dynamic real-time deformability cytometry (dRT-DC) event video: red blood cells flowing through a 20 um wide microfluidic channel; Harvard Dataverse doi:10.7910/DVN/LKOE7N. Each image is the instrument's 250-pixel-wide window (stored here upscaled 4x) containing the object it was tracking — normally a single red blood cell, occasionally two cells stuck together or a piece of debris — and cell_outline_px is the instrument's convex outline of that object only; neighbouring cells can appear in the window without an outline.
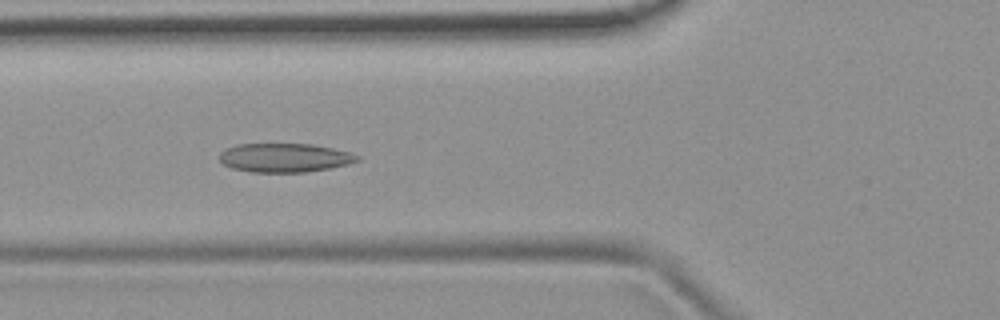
{"species": "common noctule bat (a hibernating species)", "species_latin": "Nyctalus noctula", "temperature_condition": "room temperature", "stored_images_in_passage": 39, "camera_frame_rate_fps": 3000, "um_per_image_px": 0.085, "animal": {"sex": "female", "body_mass_g": 19.9}, "frame": {"image": 1, "passage_image": 6, "time_ms": 1.667, "image_size_px": [1000, 320], "cell_outline_px": [[360, 160], [348, 164], [328, 168], [304, 172], [248, 172], [232, 168], [224, 164], [220, 160], [220, 152], [224, 148], [236, 144], [312, 144], [332, 148], [348, 152], [360, 156]], "centroid_in_image_um": [24.16, 13.4], "position_along_channel_um": 101.6, "area_um2": 23.18}}
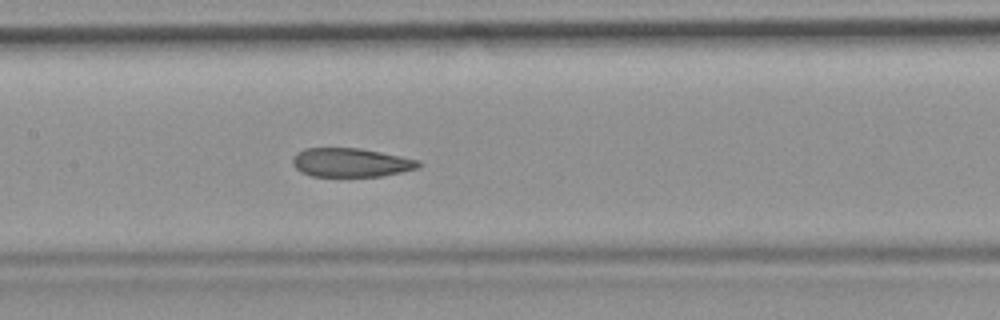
{"frame": {"image": 2, "passage_image": 12, "time_ms": 3.667, "image_size_px": [1000, 320], "cell_outline_px": [[424, 164], [420, 168], [380, 176], [312, 176], [300, 172], [292, 164], [292, 160], [296, 152], [304, 148], [360, 148], [420, 160]], "centroid_in_image_um": [29.83, 13.81], "position_along_channel_um": 177.6, "area_um2": 21.27}}
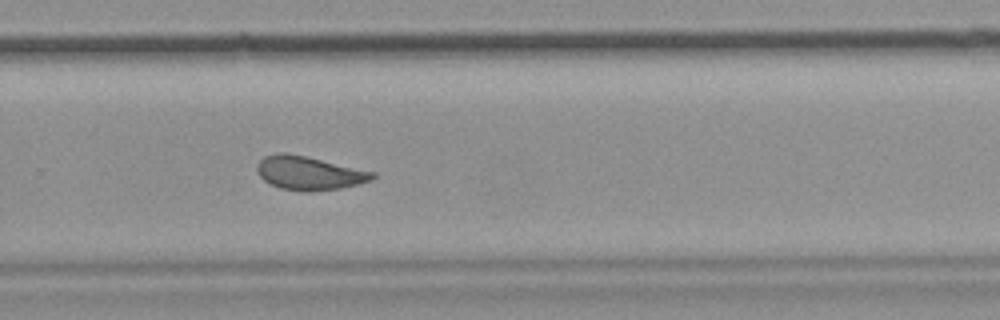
{"frame": {"image": 3, "passage_image": 22, "time_ms": 7.0, "image_size_px": [1000, 320], "cell_outline_px": [[376, 176], [372, 180], [340, 188], [308, 192], [304, 192], [280, 188], [264, 180], [260, 176], [256, 168], [260, 160], [264, 156], [276, 152], [284, 152], [304, 156], [376, 172]], "centroid_in_image_um": [26.26, 14.71], "position_along_channel_um": 303.5, "area_um2": 22.48}, "authors_computed_cell_mechanics": {"area_um2": 22.6576, "velocity_mm_per_s": 3.8021, "shape_relaxation_time_tau1_ms": null, "shape_relaxation_time_tau2_ms": 2.2509, "deformation_change_tau1": null, "deformation_change_tau2": 0.0867}}